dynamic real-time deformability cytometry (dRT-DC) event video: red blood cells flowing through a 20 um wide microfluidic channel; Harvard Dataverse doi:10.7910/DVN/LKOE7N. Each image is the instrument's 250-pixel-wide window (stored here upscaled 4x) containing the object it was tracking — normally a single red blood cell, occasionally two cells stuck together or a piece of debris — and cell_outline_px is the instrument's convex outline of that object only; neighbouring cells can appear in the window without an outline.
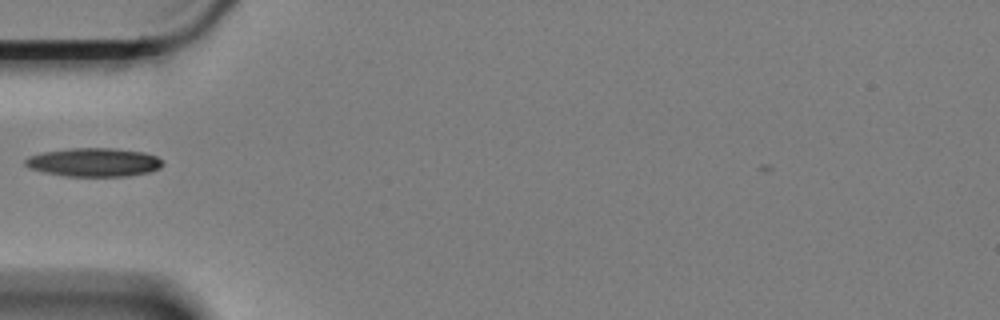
{"species": "Egyptian fruit bat (a non-hibernating species)", "species_latin": "Rousettus aegyptiacus", "temperature_condition": "cold", "stored_images_in_passage": 2, "camera_frame_rate_fps": 3000, "um_per_image_px": 0.085, "animal": {"sex": "female"}, "frame": {"image": 1, "passage_image": 2, "time_ms": 0.333, "image_size_px": [1000, 320], "cell_outline_px": [[164, 164], [160, 168], [148, 172], [128, 176], [68, 176], [44, 172], [28, 168], [24, 164], [24, 160], [28, 156], [44, 152], [68, 148], [116, 148], [144, 152], [156, 156], [164, 160]], "centroid_in_image_um": [7.99, 13.78], "position_along_channel_um": 77.0, "area_um2": 23.06}}